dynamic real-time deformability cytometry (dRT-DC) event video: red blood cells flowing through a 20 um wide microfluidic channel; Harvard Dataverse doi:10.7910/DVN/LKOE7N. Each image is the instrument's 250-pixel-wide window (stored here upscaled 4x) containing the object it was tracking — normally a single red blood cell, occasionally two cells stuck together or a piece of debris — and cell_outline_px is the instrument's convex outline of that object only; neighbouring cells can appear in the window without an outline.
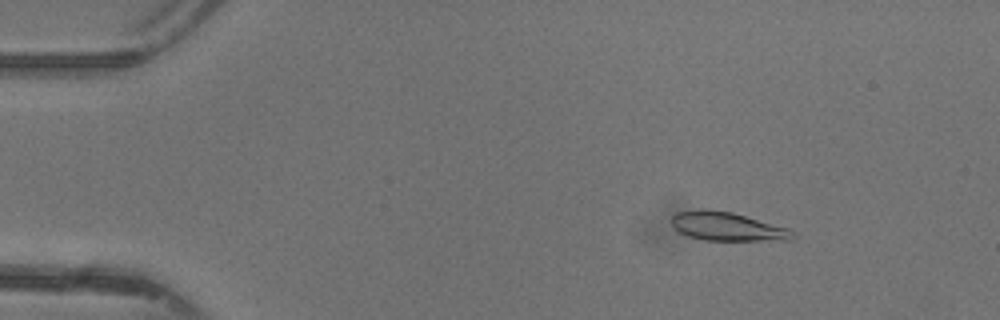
{"species": "common noctule bat (a hibernating species)", "species_latin": "Nyctalus noctula", "temperature_condition": "warm", "stored_images_in_passage": 47, "camera_frame_rate_fps": 3000, "um_per_image_px": 0.085, "animal": {"sex": "female"}, "frame": {"image": 1, "passage_image": 7, "time_ms": 2.0, "image_size_px": [1000, 320], "cell_outline_px": [[796, 236], [792, 240], [704, 240], [688, 236], [676, 232], [672, 228], [668, 220], [676, 212], [696, 208], [708, 208], [732, 212], [788, 228], [796, 232]], "centroid_in_image_um": [61.73, 19.23], "position_along_channel_um": 23.3, "area_um2": 20.81}}
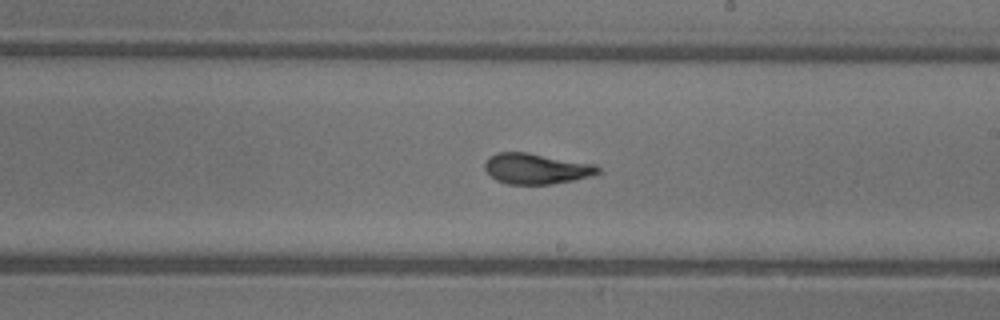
{"frame": {"image": 2, "passage_image": 28, "time_ms": 9.0, "image_size_px": [1000, 320], "cell_outline_px": [[600, 172], [592, 176], [552, 184], [508, 184], [496, 180], [484, 168], [484, 164], [488, 156], [496, 152], [528, 152], [596, 164], [600, 168]], "centroid_in_image_um": [45.58, 14.32], "position_along_channel_um": 243.4, "area_um2": 20.35}}
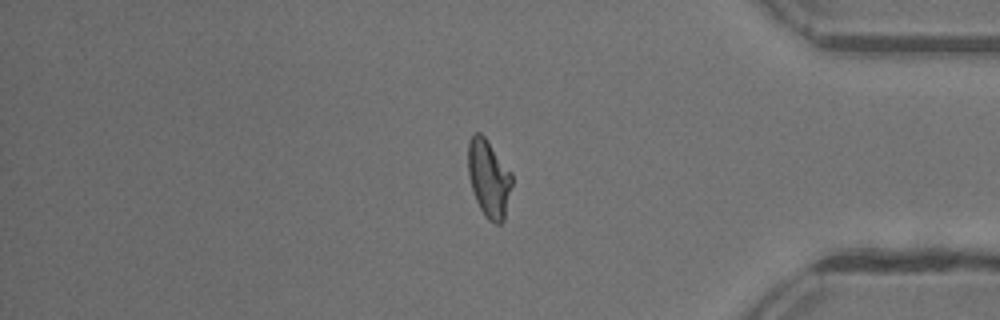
{"frame": {"image": 3, "passage_image": 40, "time_ms": 13.0, "image_size_px": [1000, 320], "cell_outline_px": [[512, 184], [504, 220], [500, 224], [496, 224], [488, 220], [484, 216], [476, 200], [468, 176], [468, 144], [472, 136], [476, 132], [480, 132], [484, 136], [512, 172]], "centroid_in_image_um": [41.55, 15.18], "position_along_channel_um": 393.6, "area_um2": 19.83}, "authors_computed_cell_mechanics": {"area_um2": 20.1722, "velocity_mm_per_s": 4.3894, "shape_relaxation_time_tau1_ms": 2.5503, "shape_relaxation_time_tau2_ms": 2.2265, "deformation_change_tau1": 0.14, "deformation_change_tau2": 0.103}}